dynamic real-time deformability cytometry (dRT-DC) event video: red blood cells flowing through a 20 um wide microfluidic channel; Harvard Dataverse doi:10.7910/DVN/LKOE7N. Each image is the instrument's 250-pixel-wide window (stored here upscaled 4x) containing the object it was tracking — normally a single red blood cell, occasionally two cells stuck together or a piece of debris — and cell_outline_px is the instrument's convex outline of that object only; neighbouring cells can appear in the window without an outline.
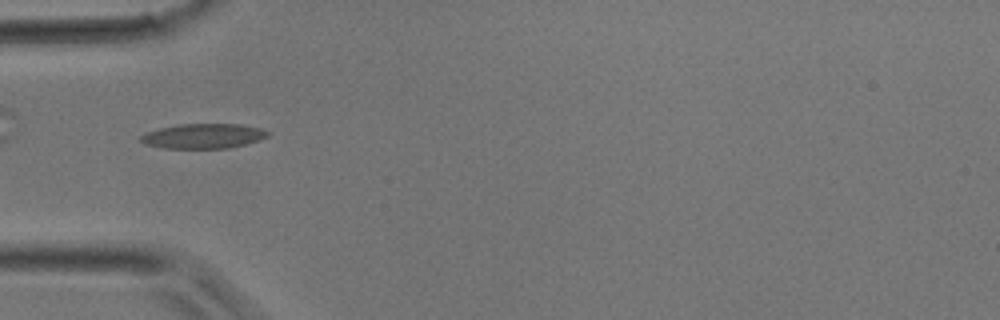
{"species": "common noctule bat (a hibernating species)", "species_latin": "Nyctalus noctula", "temperature_condition": "room temperature", "stored_images_in_passage": 26, "segment_of_instrument_passage": [1, 2], "camera_frame_rate_fps": 3000, "um_per_image_px": 0.085, "animal": {"sex": "male", "body_mass_g": 17.9}, "frame": {"image": 1, "passage_image": 1, "time_ms": 0.0, "image_size_px": [1000, 320], "cell_outline_px": [[272, 132], [268, 136], [260, 140], [228, 148], [164, 148], [144, 144], [140, 140], [140, 136], [148, 132], [160, 128], [180, 124], [240, 124], [260, 128]], "centroid_in_image_um": [17.31, 11.56], "position_along_channel_um": 67.7, "area_um2": 18.32}}
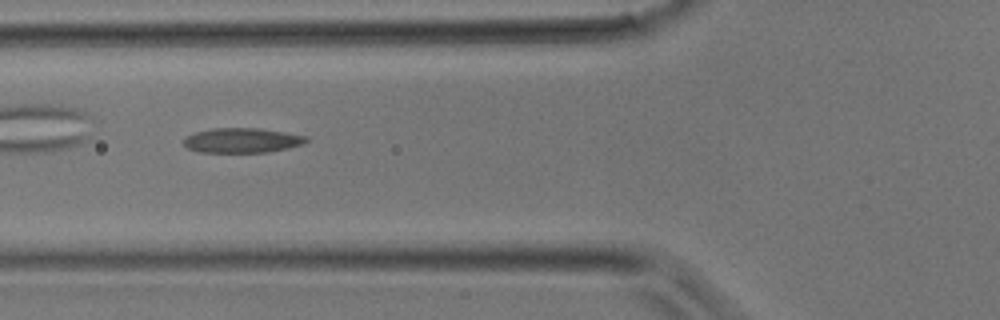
{"frame": {"image": 2, "passage_image": 3, "time_ms": 0.667, "image_size_px": [1000, 320], "cell_outline_px": [[308, 140], [304, 144], [288, 148], [268, 152], [200, 152], [188, 148], [184, 144], [184, 136], [196, 132], [212, 128], [260, 128], [308, 136]], "centroid_in_image_um": [20.59, 11.93], "position_along_channel_um": 105.2, "area_um2": 17.74}}